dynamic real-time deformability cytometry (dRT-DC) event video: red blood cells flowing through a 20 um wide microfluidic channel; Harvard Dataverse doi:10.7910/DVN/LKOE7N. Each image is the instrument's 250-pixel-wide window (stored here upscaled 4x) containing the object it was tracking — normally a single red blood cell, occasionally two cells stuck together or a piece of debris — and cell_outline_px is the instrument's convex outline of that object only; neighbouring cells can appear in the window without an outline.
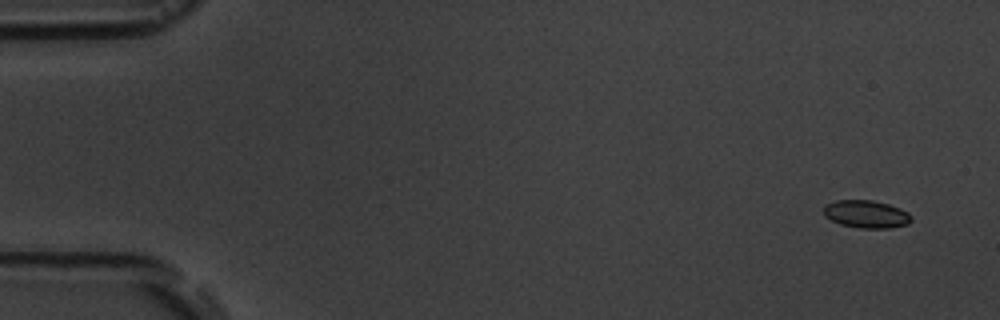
{"species": "common noctule bat (a hibernating species)", "species_latin": "Nyctalus noctula", "temperature_condition": "room temperature", "stored_images_in_passage": 5, "camera_frame_rate_fps": 3000, "um_per_image_px": 0.085, "animal": {"sex": "male", "body_mass_g": 19.5, "forearm_length_mm": 54.6}, "frame": {"image": 1, "passage_image": 1, "time_ms": 0.0, "image_size_px": [1000, 320], "cell_outline_px": [[912, 220], [908, 224], [888, 228], [860, 228], [840, 224], [824, 216], [824, 204], [836, 200], [872, 200], [888, 204], [900, 208], [908, 212], [912, 216]], "centroid_in_image_um": [73.63, 18.19], "position_along_channel_um": 11.4, "area_um2": 14.22}}
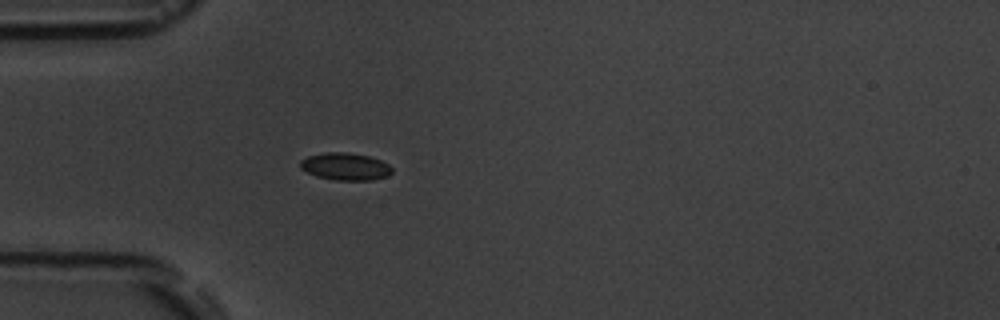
{"frame": {"image": 2, "passage_image": 5, "time_ms": 4.667, "image_size_px": [1000, 320], "cell_outline_px": [[392, 172], [388, 176], [372, 180], [336, 180], [316, 176], [300, 168], [300, 160], [308, 156], [324, 152], [348, 152], [368, 156], [380, 160], [388, 164], [392, 168]], "centroid_in_image_um": [29.35, 14.15], "position_along_channel_um": 55.6, "area_um2": 14.62}}